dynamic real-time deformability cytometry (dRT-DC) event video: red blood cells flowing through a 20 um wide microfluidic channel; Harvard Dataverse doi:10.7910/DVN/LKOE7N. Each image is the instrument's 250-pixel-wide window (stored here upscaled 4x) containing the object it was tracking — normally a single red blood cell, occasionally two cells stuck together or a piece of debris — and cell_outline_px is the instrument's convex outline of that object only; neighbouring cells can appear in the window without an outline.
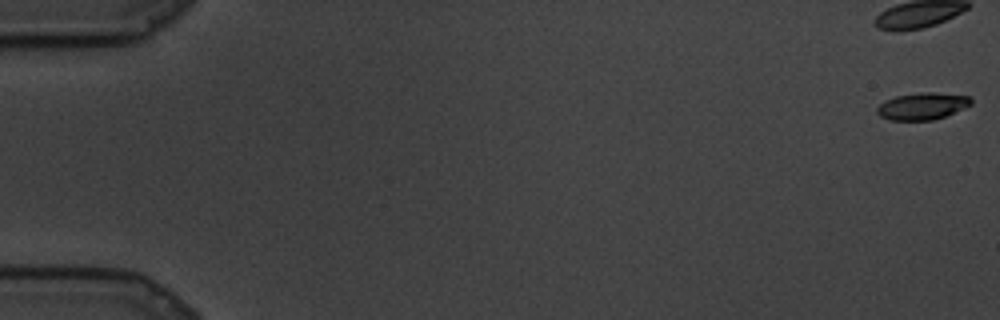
{"species": "common noctule bat (a hibernating species)", "species_latin": "Nyctalus noctula", "temperature_condition": "cold", "stored_images_in_passage": 86, "camera_frame_rate_fps": 3000, "um_per_image_px": 0.085, "animal": {"sex": "male", "body_mass_g": 19.5, "forearm_length_mm": 54.6}, "frame": {"image": 1, "passage_image": 1, "time_ms": 0.0, "image_size_px": [1000, 320], "cell_outline_px": [[972, 104], [964, 108], [944, 116], [932, 120], [888, 120], [880, 116], [876, 112], [876, 108], [884, 100], [896, 96], [924, 92], [932, 92], [972, 96]], "centroid_in_image_um": [78.39, 9.02], "position_along_channel_um": 6.6, "area_um2": 14.8}}